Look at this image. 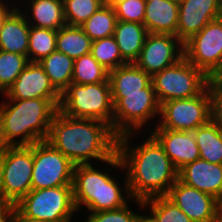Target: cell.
Segmentation results:
<instances>
[{"mask_svg": "<svg viewBox=\"0 0 222 222\" xmlns=\"http://www.w3.org/2000/svg\"><path fill=\"white\" fill-rule=\"evenodd\" d=\"M148 34L144 24L117 20L113 36L127 63H134L138 59Z\"/></svg>", "mask_w": 222, "mask_h": 222, "instance_id": "cell-21", "label": "cell"}, {"mask_svg": "<svg viewBox=\"0 0 222 222\" xmlns=\"http://www.w3.org/2000/svg\"><path fill=\"white\" fill-rule=\"evenodd\" d=\"M113 132L119 137L133 133L160 113L152 82L141 92L112 93Z\"/></svg>", "mask_w": 222, "mask_h": 222, "instance_id": "cell-6", "label": "cell"}, {"mask_svg": "<svg viewBox=\"0 0 222 222\" xmlns=\"http://www.w3.org/2000/svg\"><path fill=\"white\" fill-rule=\"evenodd\" d=\"M117 16L114 8L101 6L89 19L82 25L83 31L92 41L113 36Z\"/></svg>", "mask_w": 222, "mask_h": 222, "instance_id": "cell-28", "label": "cell"}, {"mask_svg": "<svg viewBox=\"0 0 222 222\" xmlns=\"http://www.w3.org/2000/svg\"><path fill=\"white\" fill-rule=\"evenodd\" d=\"M73 164L48 141L33 144L32 190L72 186Z\"/></svg>", "mask_w": 222, "mask_h": 222, "instance_id": "cell-10", "label": "cell"}, {"mask_svg": "<svg viewBox=\"0 0 222 222\" xmlns=\"http://www.w3.org/2000/svg\"><path fill=\"white\" fill-rule=\"evenodd\" d=\"M91 54L108 71L127 64L120 54L114 36L92 41Z\"/></svg>", "mask_w": 222, "mask_h": 222, "instance_id": "cell-30", "label": "cell"}, {"mask_svg": "<svg viewBox=\"0 0 222 222\" xmlns=\"http://www.w3.org/2000/svg\"><path fill=\"white\" fill-rule=\"evenodd\" d=\"M15 205L9 202L0 203V222H12Z\"/></svg>", "mask_w": 222, "mask_h": 222, "instance_id": "cell-37", "label": "cell"}, {"mask_svg": "<svg viewBox=\"0 0 222 222\" xmlns=\"http://www.w3.org/2000/svg\"><path fill=\"white\" fill-rule=\"evenodd\" d=\"M118 136L107 123L74 118L59 109L50 124L48 141L73 164H91L97 159L123 170L117 154Z\"/></svg>", "mask_w": 222, "mask_h": 222, "instance_id": "cell-2", "label": "cell"}, {"mask_svg": "<svg viewBox=\"0 0 222 222\" xmlns=\"http://www.w3.org/2000/svg\"><path fill=\"white\" fill-rule=\"evenodd\" d=\"M53 87L62 94L72 82L74 60L55 50L39 61Z\"/></svg>", "mask_w": 222, "mask_h": 222, "instance_id": "cell-25", "label": "cell"}, {"mask_svg": "<svg viewBox=\"0 0 222 222\" xmlns=\"http://www.w3.org/2000/svg\"><path fill=\"white\" fill-rule=\"evenodd\" d=\"M101 6L102 0H63L66 23L81 26Z\"/></svg>", "mask_w": 222, "mask_h": 222, "instance_id": "cell-33", "label": "cell"}, {"mask_svg": "<svg viewBox=\"0 0 222 222\" xmlns=\"http://www.w3.org/2000/svg\"><path fill=\"white\" fill-rule=\"evenodd\" d=\"M146 0H126L114 7L117 20L144 24Z\"/></svg>", "mask_w": 222, "mask_h": 222, "instance_id": "cell-34", "label": "cell"}, {"mask_svg": "<svg viewBox=\"0 0 222 222\" xmlns=\"http://www.w3.org/2000/svg\"><path fill=\"white\" fill-rule=\"evenodd\" d=\"M178 179L197 190L222 199V164L203 159L189 163L178 171Z\"/></svg>", "mask_w": 222, "mask_h": 222, "instance_id": "cell-18", "label": "cell"}, {"mask_svg": "<svg viewBox=\"0 0 222 222\" xmlns=\"http://www.w3.org/2000/svg\"><path fill=\"white\" fill-rule=\"evenodd\" d=\"M18 8L12 7L0 23V50L27 56L30 25Z\"/></svg>", "mask_w": 222, "mask_h": 222, "instance_id": "cell-19", "label": "cell"}, {"mask_svg": "<svg viewBox=\"0 0 222 222\" xmlns=\"http://www.w3.org/2000/svg\"><path fill=\"white\" fill-rule=\"evenodd\" d=\"M8 4H6V2L3 3V0H0V23L3 19V17L6 15V13L11 9V8H7Z\"/></svg>", "mask_w": 222, "mask_h": 222, "instance_id": "cell-41", "label": "cell"}, {"mask_svg": "<svg viewBox=\"0 0 222 222\" xmlns=\"http://www.w3.org/2000/svg\"><path fill=\"white\" fill-rule=\"evenodd\" d=\"M93 164L75 165L73 171V201L77 210L86 206L90 213L124 207L128 200L122 188L108 172L96 169Z\"/></svg>", "mask_w": 222, "mask_h": 222, "instance_id": "cell-4", "label": "cell"}, {"mask_svg": "<svg viewBox=\"0 0 222 222\" xmlns=\"http://www.w3.org/2000/svg\"><path fill=\"white\" fill-rule=\"evenodd\" d=\"M8 99H61L39 62H29L14 84L7 89Z\"/></svg>", "mask_w": 222, "mask_h": 222, "instance_id": "cell-16", "label": "cell"}, {"mask_svg": "<svg viewBox=\"0 0 222 222\" xmlns=\"http://www.w3.org/2000/svg\"><path fill=\"white\" fill-rule=\"evenodd\" d=\"M184 57L208 78L222 72V16L183 44Z\"/></svg>", "mask_w": 222, "mask_h": 222, "instance_id": "cell-11", "label": "cell"}, {"mask_svg": "<svg viewBox=\"0 0 222 222\" xmlns=\"http://www.w3.org/2000/svg\"><path fill=\"white\" fill-rule=\"evenodd\" d=\"M172 1L177 2V3H181L184 0H172Z\"/></svg>", "mask_w": 222, "mask_h": 222, "instance_id": "cell-46", "label": "cell"}, {"mask_svg": "<svg viewBox=\"0 0 222 222\" xmlns=\"http://www.w3.org/2000/svg\"><path fill=\"white\" fill-rule=\"evenodd\" d=\"M149 205L151 215L156 222H193L166 196H156L143 201V207Z\"/></svg>", "mask_w": 222, "mask_h": 222, "instance_id": "cell-31", "label": "cell"}, {"mask_svg": "<svg viewBox=\"0 0 222 222\" xmlns=\"http://www.w3.org/2000/svg\"><path fill=\"white\" fill-rule=\"evenodd\" d=\"M3 147L0 150V203L4 202V190H3Z\"/></svg>", "mask_w": 222, "mask_h": 222, "instance_id": "cell-39", "label": "cell"}, {"mask_svg": "<svg viewBox=\"0 0 222 222\" xmlns=\"http://www.w3.org/2000/svg\"><path fill=\"white\" fill-rule=\"evenodd\" d=\"M126 0H102V5L105 7L114 8L119 3L124 2Z\"/></svg>", "mask_w": 222, "mask_h": 222, "instance_id": "cell-40", "label": "cell"}, {"mask_svg": "<svg viewBox=\"0 0 222 222\" xmlns=\"http://www.w3.org/2000/svg\"><path fill=\"white\" fill-rule=\"evenodd\" d=\"M136 222H156V220L151 214L150 216L139 214L136 219Z\"/></svg>", "mask_w": 222, "mask_h": 222, "instance_id": "cell-42", "label": "cell"}, {"mask_svg": "<svg viewBox=\"0 0 222 222\" xmlns=\"http://www.w3.org/2000/svg\"><path fill=\"white\" fill-rule=\"evenodd\" d=\"M111 93L141 92L151 83V76L135 63H127L109 71Z\"/></svg>", "mask_w": 222, "mask_h": 222, "instance_id": "cell-22", "label": "cell"}, {"mask_svg": "<svg viewBox=\"0 0 222 222\" xmlns=\"http://www.w3.org/2000/svg\"><path fill=\"white\" fill-rule=\"evenodd\" d=\"M184 57L183 43L175 35L149 33L134 62L151 77Z\"/></svg>", "mask_w": 222, "mask_h": 222, "instance_id": "cell-13", "label": "cell"}, {"mask_svg": "<svg viewBox=\"0 0 222 222\" xmlns=\"http://www.w3.org/2000/svg\"><path fill=\"white\" fill-rule=\"evenodd\" d=\"M28 63L27 56L0 50V84L6 91Z\"/></svg>", "mask_w": 222, "mask_h": 222, "instance_id": "cell-32", "label": "cell"}, {"mask_svg": "<svg viewBox=\"0 0 222 222\" xmlns=\"http://www.w3.org/2000/svg\"><path fill=\"white\" fill-rule=\"evenodd\" d=\"M12 222H49V221H44V220H39V219H34V218H29L27 216H24L16 207L14 211V217Z\"/></svg>", "mask_w": 222, "mask_h": 222, "instance_id": "cell-38", "label": "cell"}, {"mask_svg": "<svg viewBox=\"0 0 222 222\" xmlns=\"http://www.w3.org/2000/svg\"><path fill=\"white\" fill-rule=\"evenodd\" d=\"M29 2L32 10L29 14H32L33 19L29 18L33 23L29 21V18L26 17V19L30 26L58 31L67 24L63 0H29Z\"/></svg>", "mask_w": 222, "mask_h": 222, "instance_id": "cell-24", "label": "cell"}, {"mask_svg": "<svg viewBox=\"0 0 222 222\" xmlns=\"http://www.w3.org/2000/svg\"><path fill=\"white\" fill-rule=\"evenodd\" d=\"M59 110L70 117L94 119L113 130V100L110 82L96 84L70 83L61 94Z\"/></svg>", "mask_w": 222, "mask_h": 222, "instance_id": "cell-5", "label": "cell"}, {"mask_svg": "<svg viewBox=\"0 0 222 222\" xmlns=\"http://www.w3.org/2000/svg\"><path fill=\"white\" fill-rule=\"evenodd\" d=\"M131 135H121L117 140V154L127 171L123 190L128 199H135L144 208V200L167 195L178 180V170L152 135L135 148L129 147Z\"/></svg>", "mask_w": 222, "mask_h": 222, "instance_id": "cell-1", "label": "cell"}, {"mask_svg": "<svg viewBox=\"0 0 222 222\" xmlns=\"http://www.w3.org/2000/svg\"><path fill=\"white\" fill-rule=\"evenodd\" d=\"M222 16V0H184L179 3L177 38L184 44L206 24Z\"/></svg>", "mask_w": 222, "mask_h": 222, "instance_id": "cell-15", "label": "cell"}, {"mask_svg": "<svg viewBox=\"0 0 222 222\" xmlns=\"http://www.w3.org/2000/svg\"><path fill=\"white\" fill-rule=\"evenodd\" d=\"M138 215L126 204L119 209L91 213L85 222H136Z\"/></svg>", "mask_w": 222, "mask_h": 222, "instance_id": "cell-35", "label": "cell"}, {"mask_svg": "<svg viewBox=\"0 0 222 222\" xmlns=\"http://www.w3.org/2000/svg\"><path fill=\"white\" fill-rule=\"evenodd\" d=\"M151 135L163 147L165 154L178 171L200 158L193 132L154 129Z\"/></svg>", "mask_w": 222, "mask_h": 222, "instance_id": "cell-17", "label": "cell"}, {"mask_svg": "<svg viewBox=\"0 0 222 222\" xmlns=\"http://www.w3.org/2000/svg\"><path fill=\"white\" fill-rule=\"evenodd\" d=\"M161 116L155 129L193 132L213 119L212 94L207 86L199 95L160 104Z\"/></svg>", "mask_w": 222, "mask_h": 222, "instance_id": "cell-8", "label": "cell"}, {"mask_svg": "<svg viewBox=\"0 0 222 222\" xmlns=\"http://www.w3.org/2000/svg\"><path fill=\"white\" fill-rule=\"evenodd\" d=\"M0 92H1V93L4 92L3 94L6 95V90L1 86V84H0Z\"/></svg>", "mask_w": 222, "mask_h": 222, "instance_id": "cell-44", "label": "cell"}, {"mask_svg": "<svg viewBox=\"0 0 222 222\" xmlns=\"http://www.w3.org/2000/svg\"><path fill=\"white\" fill-rule=\"evenodd\" d=\"M9 100L0 104L1 146H30L47 140L61 99Z\"/></svg>", "mask_w": 222, "mask_h": 222, "instance_id": "cell-3", "label": "cell"}, {"mask_svg": "<svg viewBox=\"0 0 222 222\" xmlns=\"http://www.w3.org/2000/svg\"><path fill=\"white\" fill-rule=\"evenodd\" d=\"M179 3L172 0H146L144 26L149 33L176 36Z\"/></svg>", "mask_w": 222, "mask_h": 222, "instance_id": "cell-20", "label": "cell"}, {"mask_svg": "<svg viewBox=\"0 0 222 222\" xmlns=\"http://www.w3.org/2000/svg\"><path fill=\"white\" fill-rule=\"evenodd\" d=\"M15 207L24 216L49 222H67L76 213L72 186L31 190Z\"/></svg>", "mask_w": 222, "mask_h": 222, "instance_id": "cell-9", "label": "cell"}, {"mask_svg": "<svg viewBox=\"0 0 222 222\" xmlns=\"http://www.w3.org/2000/svg\"><path fill=\"white\" fill-rule=\"evenodd\" d=\"M219 215L222 217V199L219 201Z\"/></svg>", "mask_w": 222, "mask_h": 222, "instance_id": "cell-43", "label": "cell"}, {"mask_svg": "<svg viewBox=\"0 0 222 222\" xmlns=\"http://www.w3.org/2000/svg\"><path fill=\"white\" fill-rule=\"evenodd\" d=\"M208 87L212 94L213 119L222 123V72L209 78Z\"/></svg>", "mask_w": 222, "mask_h": 222, "instance_id": "cell-36", "label": "cell"}, {"mask_svg": "<svg viewBox=\"0 0 222 222\" xmlns=\"http://www.w3.org/2000/svg\"><path fill=\"white\" fill-rule=\"evenodd\" d=\"M92 40L81 26L66 24L57 31L56 50L73 60L91 53Z\"/></svg>", "mask_w": 222, "mask_h": 222, "instance_id": "cell-26", "label": "cell"}, {"mask_svg": "<svg viewBox=\"0 0 222 222\" xmlns=\"http://www.w3.org/2000/svg\"><path fill=\"white\" fill-rule=\"evenodd\" d=\"M57 30L30 26L29 62H39L56 50Z\"/></svg>", "mask_w": 222, "mask_h": 222, "instance_id": "cell-29", "label": "cell"}, {"mask_svg": "<svg viewBox=\"0 0 222 222\" xmlns=\"http://www.w3.org/2000/svg\"><path fill=\"white\" fill-rule=\"evenodd\" d=\"M166 197L193 222H214L219 216V200L210 194L182 183L179 179Z\"/></svg>", "mask_w": 222, "mask_h": 222, "instance_id": "cell-14", "label": "cell"}, {"mask_svg": "<svg viewBox=\"0 0 222 222\" xmlns=\"http://www.w3.org/2000/svg\"><path fill=\"white\" fill-rule=\"evenodd\" d=\"M4 202L16 205L32 190L33 144L3 147Z\"/></svg>", "mask_w": 222, "mask_h": 222, "instance_id": "cell-12", "label": "cell"}, {"mask_svg": "<svg viewBox=\"0 0 222 222\" xmlns=\"http://www.w3.org/2000/svg\"><path fill=\"white\" fill-rule=\"evenodd\" d=\"M151 82L161 104L199 95L208 86L209 78L183 57L176 64L155 73Z\"/></svg>", "mask_w": 222, "mask_h": 222, "instance_id": "cell-7", "label": "cell"}, {"mask_svg": "<svg viewBox=\"0 0 222 222\" xmlns=\"http://www.w3.org/2000/svg\"><path fill=\"white\" fill-rule=\"evenodd\" d=\"M109 71L99 64L91 53L74 60L72 83L96 84L109 82Z\"/></svg>", "mask_w": 222, "mask_h": 222, "instance_id": "cell-27", "label": "cell"}, {"mask_svg": "<svg viewBox=\"0 0 222 222\" xmlns=\"http://www.w3.org/2000/svg\"><path fill=\"white\" fill-rule=\"evenodd\" d=\"M214 222H222V217L219 215L218 218Z\"/></svg>", "mask_w": 222, "mask_h": 222, "instance_id": "cell-45", "label": "cell"}, {"mask_svg": "<svg viewBox=\"0 0 222 222\" xmlns=\"http://www.w3.org/2000/svg\"><path fill=\"white\" fill-rule=\"evenodd\" d=\"M193 133L200 159L222 164V123L211 119L207 124L197 127Z\"/></svg>", "mask_w": 222, "mask_h": 222, "instance_id": "cell-23", "label": "cell"}]
</instances>
